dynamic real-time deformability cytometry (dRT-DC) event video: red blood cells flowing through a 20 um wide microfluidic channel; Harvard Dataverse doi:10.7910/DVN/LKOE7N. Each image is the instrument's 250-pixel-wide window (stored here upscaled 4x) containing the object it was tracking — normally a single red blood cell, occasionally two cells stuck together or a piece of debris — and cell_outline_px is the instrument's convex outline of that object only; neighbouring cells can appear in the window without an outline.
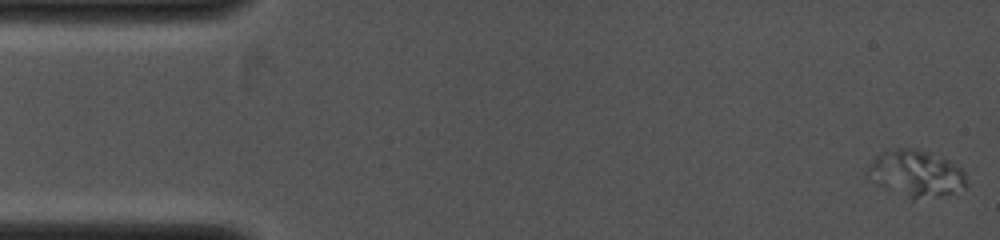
{"species": "common noctule bat (a hibernating species)", "species_latin": "Nyctalus noctula", "temperature_condition": "cold", "stored_images_in_passage": 12, "camera_frame_rate_fps": 4000, "um_per_image_px": 0.085, "animal": {"sex": "female", "body_mass_g": 19.0, "forearm_length_mm": 53.3}, "frame": {"image": 1, "passage_image": 1, "time_ms": 0.0, "image_size_px": [1000, 240], "cell_outline_px": [[968, 184], [964, 188], [952, 192], [936, 196], [912, 200], [876, 184], [864, 172], [864, 168], [876, 156], [884, 152], [896, 148], [912, 148], [928, 152], [948, 160], [960, 168], [964, 172]], "centroid_in_image_um": [77.81, 14.75], "position_along_channel_um": 7.2, "area_um2": 26.76}}
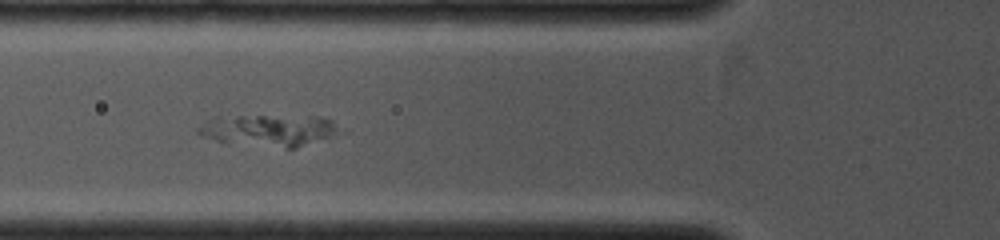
{"frame": {"image": 2, "passage_image": 9, "time_ms": 4.25, "image_size_px": [1000, 240], "cell_outline_px": [[348, 132], [296, 148], [284, 148], [216, 140], [200, 136], [196, 132], [196, 128], [208, 120], [216, 116], [320, 116], [332, 120]], "centroid_in_image_um": [22.99, 11.06], "position_along_channel_um": 102.8, "area_um2": 26.47}}
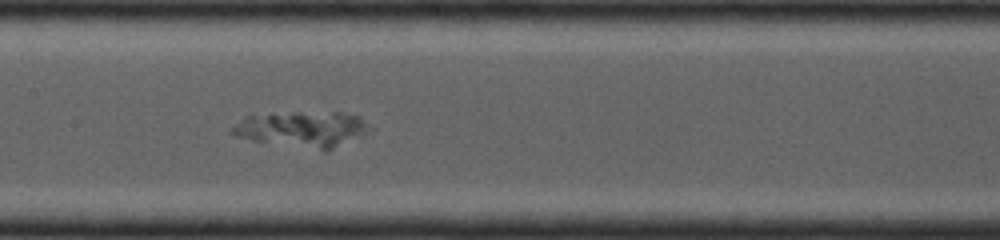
{"frame": {"image": 3, "passage_image": 12, "time_ms": 5.75, "image_size_px": [1000, 240], "cell_outline_px": [[376, 128], [328, 152], [324, 152], [252, 140], [236, 136], [232, 132], [232, 128], [244, 116], [292, 112], [340, 112], [360, 116]], "centroid_in_image_um": [25.8, 10.99], "position_along_channel_um": 181.6, "area_um2": 29.19}}